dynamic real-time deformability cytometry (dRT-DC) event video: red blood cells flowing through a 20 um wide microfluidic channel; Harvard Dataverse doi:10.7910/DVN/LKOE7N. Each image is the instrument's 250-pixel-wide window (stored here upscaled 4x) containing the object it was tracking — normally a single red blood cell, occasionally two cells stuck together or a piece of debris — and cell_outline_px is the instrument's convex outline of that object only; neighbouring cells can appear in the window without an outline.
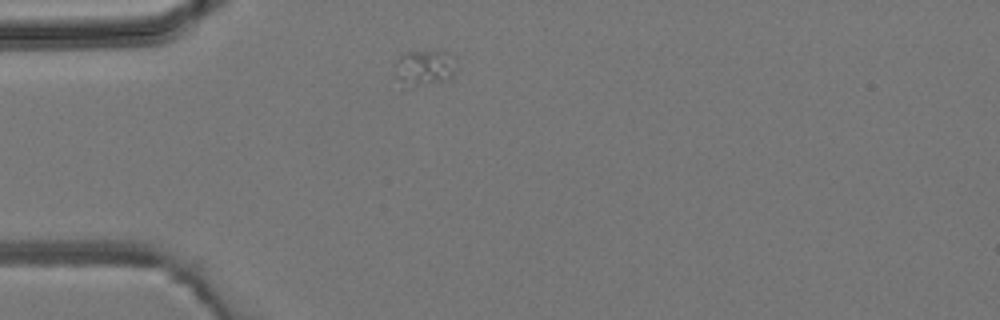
{"species": "common noctule bat (a hibernating species)", "species_latin": "Nyctalus noctula", "temperature_condition": "room temperature", "stored_images_in_passage": 1, "camera_frame_rate_fps": 3000, "um_per_image_px": 0.085, "animal": {"sex": "male", "body_mass_g": 19.2, "forearm_length_mm": 51.8}, "frame": {"image": 1, "passage_image": 1, "time_ms": 0.0, "image_size_px": [1000, 320], "cell_outline_px": [[456, 72], [452, 76], [444, 80], [412, 88], [400, 80], [396, 76], [396, 60], [400, 56], [408, 52], [448, 52], [456, 60]], "centroid_in_image_um": [36.12, 5.77], "position_along_channel_um": 48.9, "area_um2": 12.54}}